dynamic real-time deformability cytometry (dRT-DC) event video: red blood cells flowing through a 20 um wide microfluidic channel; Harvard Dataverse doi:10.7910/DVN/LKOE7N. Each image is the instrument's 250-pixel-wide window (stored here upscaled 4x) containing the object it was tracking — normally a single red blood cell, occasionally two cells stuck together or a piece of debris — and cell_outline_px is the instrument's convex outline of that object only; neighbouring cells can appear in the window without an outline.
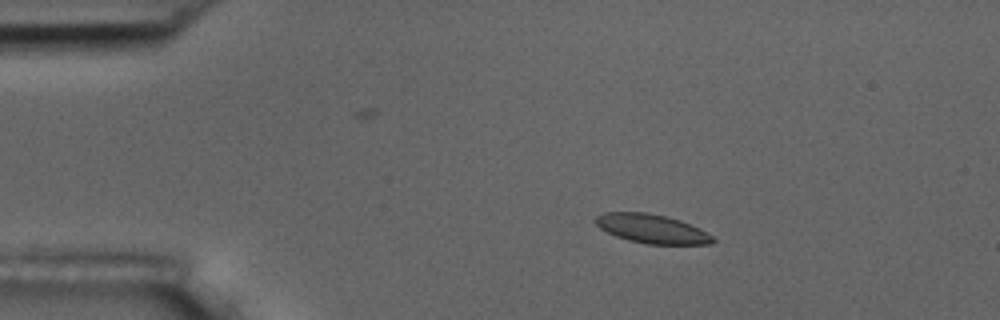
{"species": "common noctule bat (a hibernating species)", "species_latin": "Nyctalus noctula", "temperature_condition": "room temperature", "stored_images_in_passage": 4, "camera_frame_rate_fps": 3000, "um_per_image_px": 0.085, "animal": {"sex": "male", "body_mass_g": 17.5, "forearm_length_mm": 52.3}, "frame": {"image": 1, "passage_image": 2, "time_ms": 1.333, "image_size_px": [1000, 320], "cell_outline_px": [[716, 240], [712, 244], [648, 244], [628, 240], [616, 236], [600, 228], [592, 220], [596, 216], [604, 212], [648, 212], [680, 220], [712, 236]], "centroid_in_image_um": [55.35, 19.44], "position_along_channel_um": 29.7, "area_um2": 19.59}}